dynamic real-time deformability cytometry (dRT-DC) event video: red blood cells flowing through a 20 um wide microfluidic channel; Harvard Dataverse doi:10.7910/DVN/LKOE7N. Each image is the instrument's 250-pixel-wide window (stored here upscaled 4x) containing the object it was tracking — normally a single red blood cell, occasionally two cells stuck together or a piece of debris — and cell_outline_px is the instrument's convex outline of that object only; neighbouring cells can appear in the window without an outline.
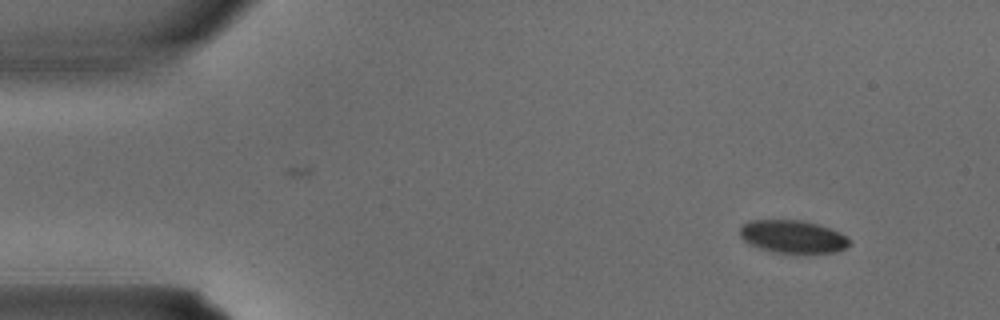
{"species": "common noctule bat (a hibernating species)", "species_latin": "Nyctalus noctula", "temperature_condition": "warm", "stored_images_in_passage": 3, "camera_frame_rate_fps": 3000, "um_per_image_px": 0.085, "animal": {"sex": "male", "body_mass_g": 15.6}, "frame": {"image": 1, "passage_image": 1, "time_ms": 0.0, "image_size_px": [1000, 320], "cell_outline_px": [[852, 244], [836, 252], [776, 252], [760, 248], [748, 244], [740, 236], [740, 228], [748, 220], [800, 220], [820, 224], [840, 232], [848, 236], [852, 240]], "centroid_in_image_um": [67.42, 20.09], "position_along_channel_um": 17.6, "area_um2": 20.98}}
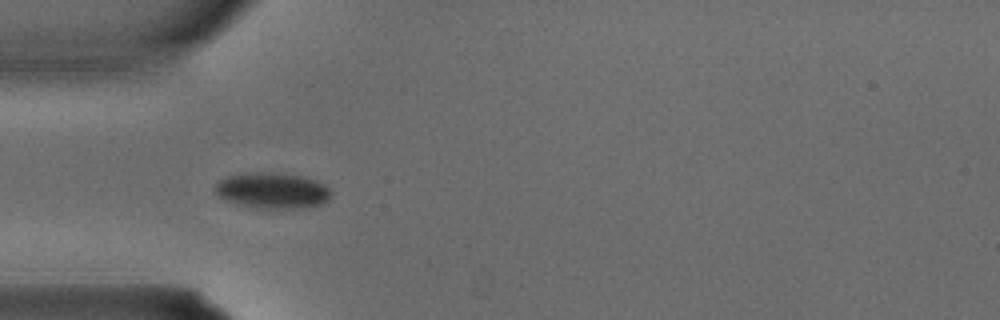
{"frame": {"image": 2, "passage_image": 3, "time_ms": 0.667, "image_size_px": [1000, 320], "cell_outline_px": [[332, 196], [328, 200], [320, 204], [296, 208], [268, 208], [236, 204], [224, 200], [216, 192], [216, 184], [220, 180], [228, 176], [260, 172], [268, 172], [304, 176], [316, 180], [324, 184], [332, 192]], "centroid_in_image_um": [23.19, 16.19], "position_along_channel_um": 61.8, "area_um2": 23.87}}